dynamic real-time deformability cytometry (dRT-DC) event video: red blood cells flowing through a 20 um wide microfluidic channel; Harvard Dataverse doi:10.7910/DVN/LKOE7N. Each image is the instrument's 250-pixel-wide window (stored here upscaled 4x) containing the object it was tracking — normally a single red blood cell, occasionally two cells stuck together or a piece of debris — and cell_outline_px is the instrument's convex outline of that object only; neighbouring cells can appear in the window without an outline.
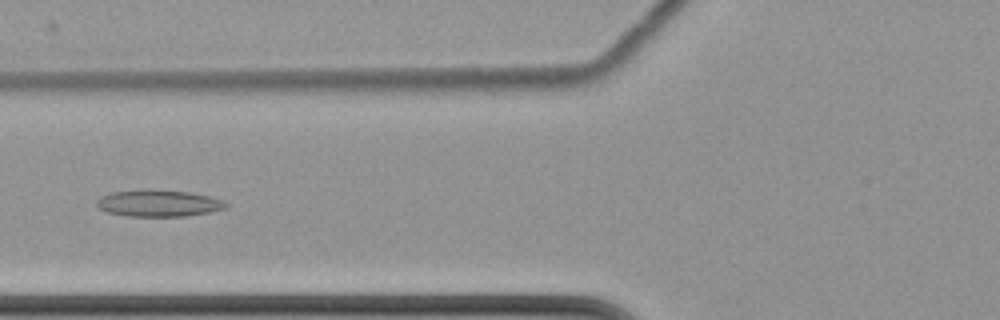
{"species": "common noctule bat (a hibernating species)", "species_latin": "Nyctalus noctula", "temperature_condition": "cold", "stored_images_in_passage": 10, "camera_frame_rate_fps": 3000, "um_per_image_px": 0.085, "animal": {"sex": "female", "body_mass_g": 22.7, "forearm_length_mm": 54.2}, "frame": {"image": 1, "passage_image": 7, "time_ms": 8.333, "image_size_px": [1000, 320], "cell_outline_px": [[228, 208], [208, 212], [184, 216], [128, 216], [108, 212], [96, 208], [96, 200], [100, 196], [112, 192], [188, 192], [208, 196], [220, 200], [228, 204]], "centroid_in_image_um": [13.45, 17.32], "position_along_channel_um": 112.3, "area_um2": 19.13}}
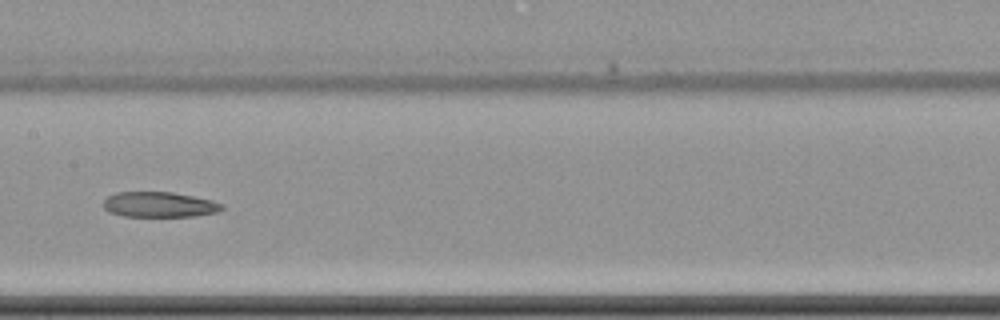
{"frame": {"image": 2, "passage_image": 9, "time_ms": 10.667, "image_size_px": [1000, 320], "cell_outline_px": [[228, 208], [216, 212], [196, 216], [124, 216], [108, 212], [104, 208], [104, 200], [108, 196], [116, 192], [172, 192], [212, 200], [224, 204]], "centroid_in_image_um": [13.58, 17.39], "position_along_channel_um": 193.8, "area_um2": 17.57}}
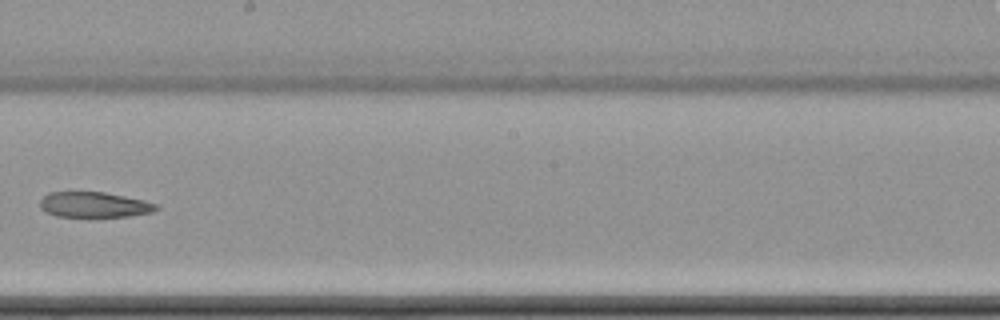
{"frame": {"image": 3, "passage_image": 10, "time_ms": 12.0, "image_size_px": [1000, 320], "cell_outline_px": [[160, 208], [152, 212], [128, 216], [56, 216], [40, 208], [40, 200], [48, 192], [104, 192], [144, 200], [156, 204]], "centroid_in_image_um": [8.01, 17.39], "position_along_channel_um": 240.2, "area_um2": 16.99}}